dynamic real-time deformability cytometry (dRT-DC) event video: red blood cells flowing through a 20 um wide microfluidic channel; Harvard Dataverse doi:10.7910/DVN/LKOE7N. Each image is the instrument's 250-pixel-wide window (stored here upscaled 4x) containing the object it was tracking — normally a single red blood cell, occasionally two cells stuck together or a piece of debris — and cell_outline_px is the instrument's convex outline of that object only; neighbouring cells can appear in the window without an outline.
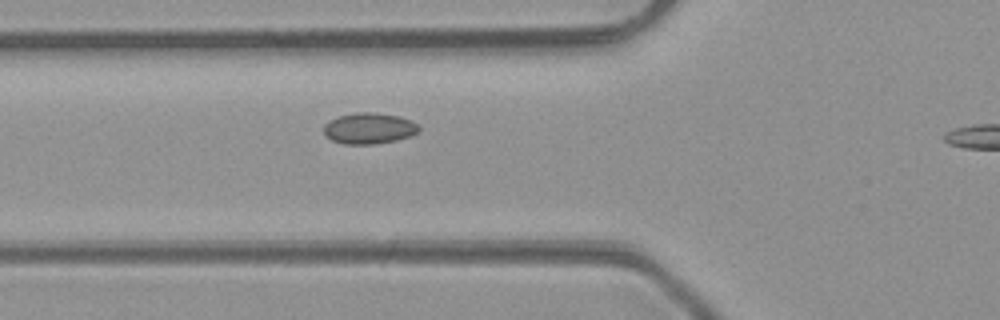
{"species": "common noctule bat (a hibernating species)", "species_latin": "Nyctalus noctula", "temperature_condition": "room temperature", "stored_images_in_passage": 5, "segment_of_instrument_passage": [1, 2], "camera_frame_rate_fps": 3000, "um_per_image_px": 0.085, "animal": {"sex": "male", "body_mass_g": 23.1, "forearm_length_mm": 52.7}, "frame": {"image": 1, "passage_image": 4, "time_ms": 4.333, "image_size_px": [1000, 320], "cell_outline_px": [[420, 128], [412, 136], [396, 140], [376, 144], [344, 144], [332, 140], [324, 136], [324, 124], [328, 120], [340, 116], [356, 112], [376, 112], [400, 116], [416, 124]], "centroid_in_image_um": [31.34, 10.91], "position_along_channel_um": 94.5, "area_um2": 17.28}}